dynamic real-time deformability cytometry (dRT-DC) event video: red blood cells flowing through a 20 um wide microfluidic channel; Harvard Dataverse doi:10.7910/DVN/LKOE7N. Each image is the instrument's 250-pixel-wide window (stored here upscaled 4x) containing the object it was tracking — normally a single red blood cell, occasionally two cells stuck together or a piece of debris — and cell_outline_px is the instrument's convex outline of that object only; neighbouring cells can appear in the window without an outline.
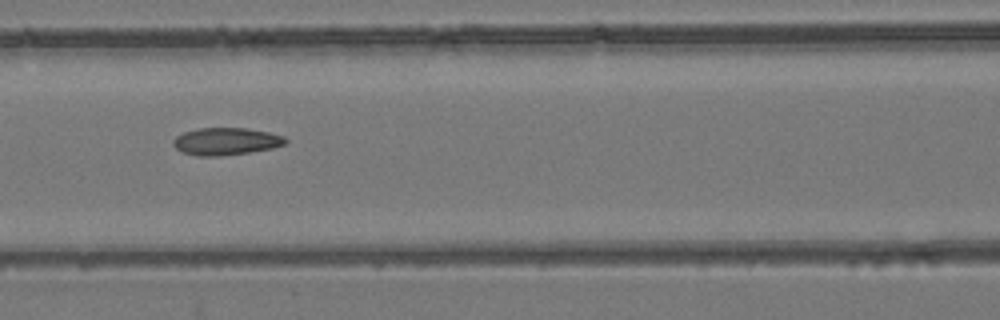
{"species": "common noctule bat (a hibernating species)", "species_latin": "Nyctalus noctula", "temperature_condition": "room temperature", "stored_images_in_passage": 6, "camera_frame_rate_fps": 3000, "um_per_image_px": 0.085, "animal": {"sex": "female", "body_mass_g": 24.6, "forearm_length_mm": 56.2}, "frame": {"image": 1, "passage_image": 5, "time_ms": 4.667, "image_size_px": [1000, 320], "cell_outline_px": [[288, 140], [284, 144], [272, 148], [248, 152], [220, 156], [196, 156], [184, 152], [176, 148], [172, 144], [172, 140], [176, 136], [184, 132], [196, 128], [244, 128], [268, 132], [284, 136]], "centroid_in_image_um": [19.18, 12.01], "position_along_channel_um": 147.4, "area_um2": 17.8}}
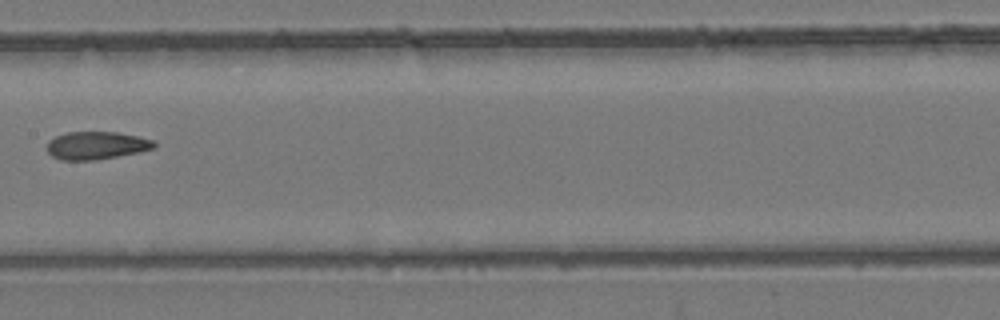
{"frame": {"image": 2, "passage_image": 6, "time_ms": 6.0, "image_size_px": [1000, 320], "cell_outline_px": [[156, 144], [152, 148], [140, 152], [92, 160], [60, 160], [52, 156], [48, 152], [48, 140], [56, 136], [68, 132], [116, 132], [140, 136], [152, 140]], "centroid_in_image_um": [8.18, 12.36], "position_along_channel_um": 199.2, "area_um2": 17.22}}